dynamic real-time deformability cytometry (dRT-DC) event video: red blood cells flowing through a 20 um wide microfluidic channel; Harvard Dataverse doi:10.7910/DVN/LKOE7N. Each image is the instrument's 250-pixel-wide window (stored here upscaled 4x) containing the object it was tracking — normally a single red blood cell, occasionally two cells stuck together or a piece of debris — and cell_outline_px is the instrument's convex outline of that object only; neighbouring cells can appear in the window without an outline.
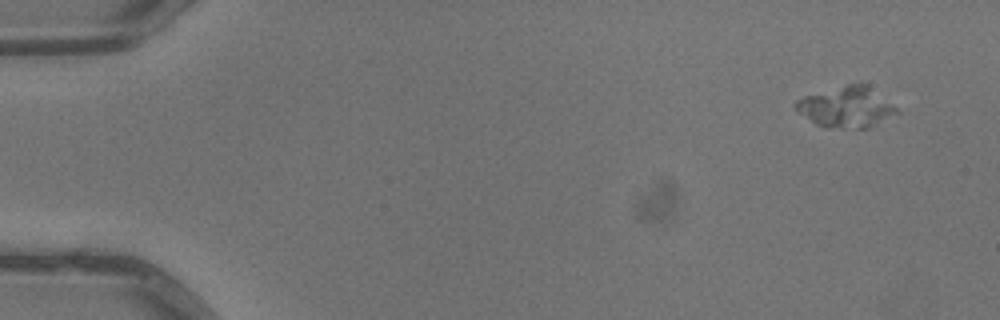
{"species": "common noctule bat (a hibernating species)", "species_latin": "Nyctalus noctula", "temperature_condition": "warm", "stored_images_in_passage": 6, "camera_frame_rate_fps": 3000, "um_per_image_px": 0.085, "animal": {"sex": "male", "body_mass_g": 13.3}, "frame": {"image": 1, "passage_image": 1, "time_ms": 0.0, "image_size_px": [1000, 320], "cell_outline_px": [[900, 112], [872, 128], [828, 128], [816, 124], [800, 112], [796, 108], [796, 100], [804, 96], [860, 80], [868, 84], [896, 108]], "centroid_in_image_um": [71.99, 9.09], "position_along_channel_um": 13.0, "area_um2": 24.1}}